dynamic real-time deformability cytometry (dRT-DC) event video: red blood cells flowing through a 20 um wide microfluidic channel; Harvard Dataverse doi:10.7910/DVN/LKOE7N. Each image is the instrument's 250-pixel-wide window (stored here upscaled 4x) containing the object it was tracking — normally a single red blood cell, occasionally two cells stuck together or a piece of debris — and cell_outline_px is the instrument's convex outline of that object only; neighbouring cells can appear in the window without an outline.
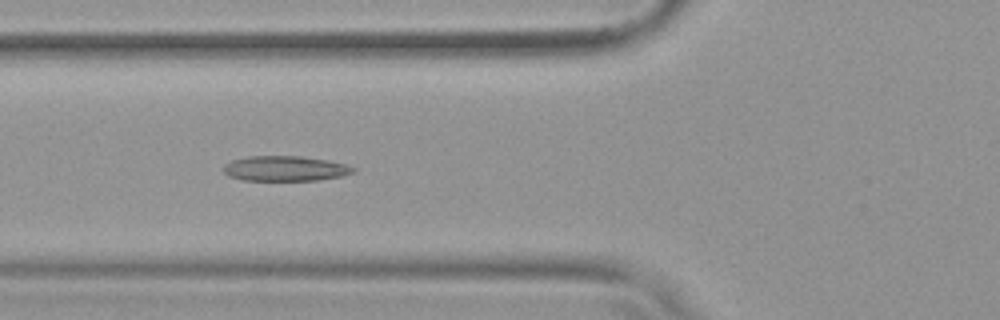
{"species": "common noctule bat (a hibernating species)", "species_latin": "Nyctalus noctula", "temperature_condition": "warm", "stored_images_in_passage": 52, "camera_frame_rate_fps": 3000, "um_per_image_px": 0.085, "animal": {"sex": "female", "body_mass_g": 19.9}, "frame": {"image": 1, "passage_image": 19, "time_ms": 6.0, "image_size_px": [1000, 320], "cell_outline_px": [[356, 172], [344, 176], [320, 180], [244, 180], [228, 176], [224, 172], [224, 164], [232, 160], [248, 156], [300, 156], [328, 160], [348, 164], [356, 168]], "centroid_in_image_um": [24.3, 14.32], "position_along_channel_um": 101.5, "area_um2": 19.19}}
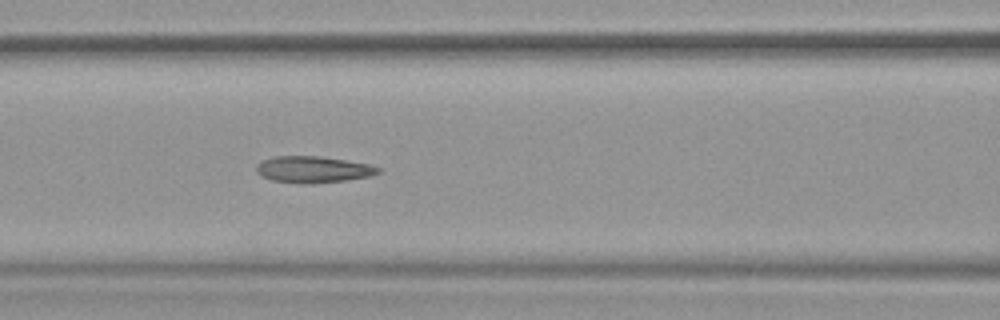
{"frame": {"image": 2, "passage_image": 22, "time_ms": 7.0, "image_size_px": [1000, 320], "cell_outline_px": [[380, 172], [368, 176], [344, 180], [308, 184], [272, 180], [260, 176], [256, 172], [256, 164], [260, 160], [276, 156], [320, 156], [368, 164], [380, 168]], "centroid_in_image_um": [26.54, 14.39], "position_along_channel_um": 140.1, "area_um2": 18.67}}
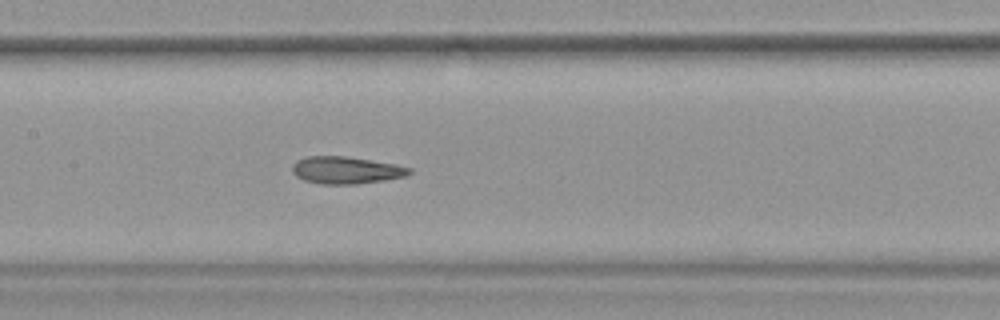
{"frame": {"image": 3, "passage_image": 25, "time_ms": 8.0, "image_size_px": [1000, 320], "cell_outline_px": [[412, 172], [408, 176], [384, 180], [356, 184], [320, 184], [304, 180], [296, 176], [292, 172], [292, 164], [296, 160], [304, 156], [344, 156], [396, 164], [412, 168]], "centroid_in_image_um": [29.41, 14.46], "position_along_channel_um": 178.0, "area_um2": 18.73}, "authors_computed_cell_mechanics": {"area_um2": 19.5942, "velocity_mm_per_s": 3.8082, "shape_relaxation_time_tau1_ms": 9.0318, "shape_relaxation_time_tau2_ms": 1.9521, "deformation_change_tau1": 0.2438, "deformation_change_tau2": 0.0902}}